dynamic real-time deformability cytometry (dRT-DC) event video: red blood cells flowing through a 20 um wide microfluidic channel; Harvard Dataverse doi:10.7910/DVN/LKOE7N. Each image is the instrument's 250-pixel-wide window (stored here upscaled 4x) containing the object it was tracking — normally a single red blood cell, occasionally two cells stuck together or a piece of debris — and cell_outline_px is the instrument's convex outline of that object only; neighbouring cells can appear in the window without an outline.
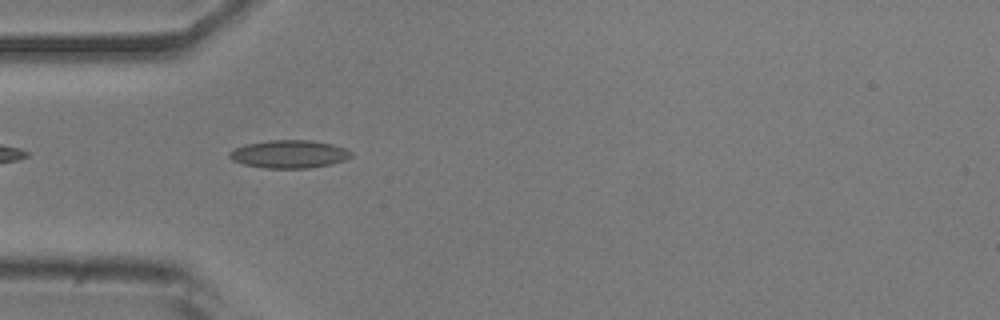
{"species": "common noctule bat (a hibernating species)", "species_latin": "Nyctalus noctula", "temperature_condition": "room temperature", "stored_images_in_passage": 13, "camera_frame_rate_fps": 3000, "um_per_image_px": 0.085, "animal": {"sex": "male", "body_mass_g": 20.5, "forearm_length_mm": 52.5}, "frame": {"image": 1, "passage_image": 3, "time_ms": 0.667, "image_size_px": [1000, 320], "cell_outline_px": [[352, 156], [344, 160], [332, 164], [308, 168], [264, 168], [244, 164], [232, 160], [228, 156], [228, 152], [244, 144], [268, 140], [312, 140], [332, 144], [344, 148], [352, 152]], "centroid_in_image_um": [24.57, 13.09], "position_along_channel_um": 60.4, "area_um2": 19.88}}
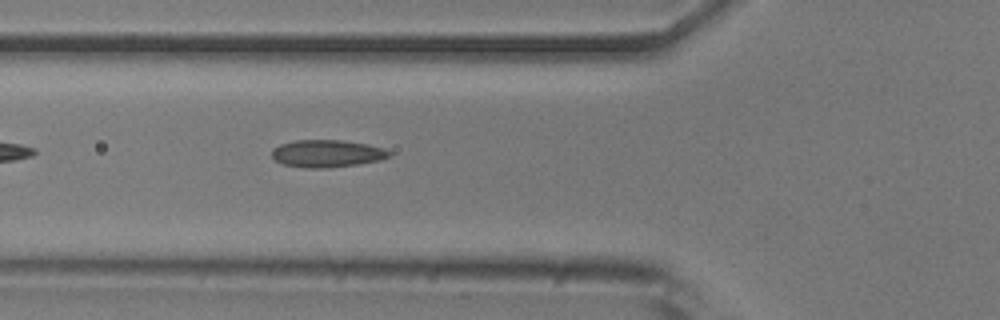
{"frame": {"image": 2, "passage_image": 6, "time_ms": 1.667, "image_size_px": [1000, 320], "cell_outline_px": [[392, 156], [380, 160], [356, 164], [328, 168], [304, 168], [284, 164], [276, 160], [272, 156], [272, 148], [280, 144], [296, 140], [344, 140], [368, 144], [384, 148], [392, 152]], "centroid_in_image_um": [27.82, 13.04], "position_along_channel_um": 98.0, "area_um2": 18.84}}